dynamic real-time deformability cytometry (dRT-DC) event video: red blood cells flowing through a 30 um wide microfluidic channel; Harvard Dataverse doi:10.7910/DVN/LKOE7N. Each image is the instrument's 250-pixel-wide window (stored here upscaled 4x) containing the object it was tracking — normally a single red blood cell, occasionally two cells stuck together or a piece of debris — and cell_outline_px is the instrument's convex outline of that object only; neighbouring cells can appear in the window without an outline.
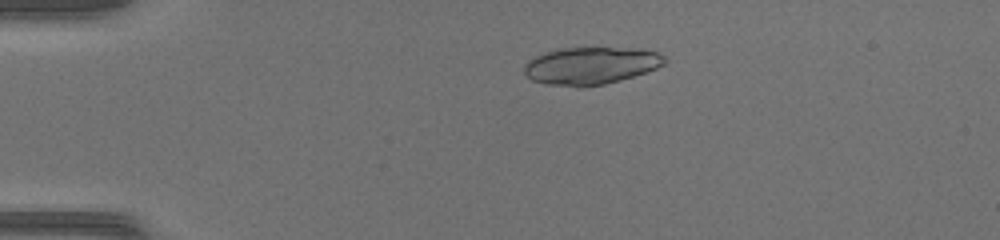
{"species": "common noctule bat (a hibernating species)", "species_latin": "Nyctalus noctula", "temperature_condition": "warm", "stored_images_in_passage": 49, "camera_frame_rate_fps": 3000, "um_per_image_px": 0.085, "animal": {"sex": "female", "body_mass_g": 17.0, "forearm_length_mm": 48.0}, "frame": {"image": 1, "passage_image": 11, "time_ms": 3.333, "image_size_px": [1000, 240], "cell_outline_px": [[668, 60], [664, 64], [656, 68], [620, 80], [604, 84], [580, 88], [544, 84], [532, 80], [524, 76], [524, 64], [528, 60], [544, 52], [560, 48], [632, 48], [660, 52]], "centroid_in_image_um": [50.18, 5.59], "position_along_channel_um": 34.8, "area_um2": 30.87}}